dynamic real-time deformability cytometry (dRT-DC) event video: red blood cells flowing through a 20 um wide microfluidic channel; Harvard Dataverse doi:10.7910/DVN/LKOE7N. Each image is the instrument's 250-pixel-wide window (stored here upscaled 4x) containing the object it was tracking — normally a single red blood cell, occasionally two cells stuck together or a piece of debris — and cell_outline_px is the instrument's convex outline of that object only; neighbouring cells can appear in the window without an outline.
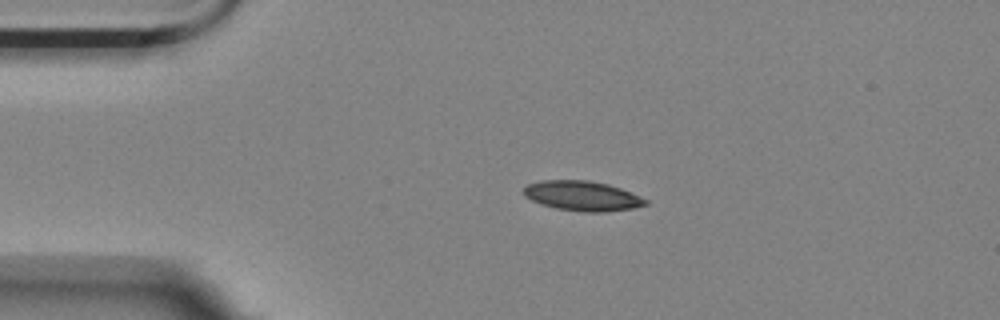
{"species": "Egyptian fruit bat (a non-hibernating species)", "species_latin": "Rousettus aegyptiacus", "temperature_condition": "room temperature", "stored_images_in_passage": 47, "camera_frame_rate_fps": 3000, "um_per_image_px": 0.085, "animal": {"sex": "female"}, "frame": {"image": 1, "passage_image": 1, "time_ms": 0.0, "image_size_px": [1000, 320], "cell_outline_px": [[648, 204], [632, 208], [604, 212], [584, 212], [556, 208], [540, 204], [524, 196], [524, 188], [528, 184], [540, 180], [588, 180], [608, 184], [620, 188], [648, 200]], "centroid_in_image_um": [49.48, 16.65], "position_along_channel_um": 35.5, "area_um2": 21.1}}
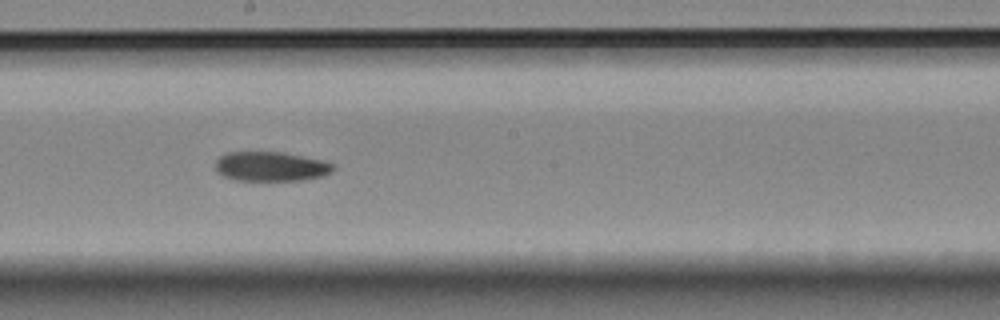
{"frame": {"image": 2, "passage_image": 20, "time_ms": 6.333, "image_size_px": [1000, 320], "cell_outline_px": [[336, 168], [332, 172], [324, 176], [304, 180], [236, 180], [224, 176], [216, 172], [216, 160], [220, 156], [228, 152], [284, 152], [320, 160], [332, 164]], "centroid_in_image_um": [23.03, 14.15], "position_along_channel_um": 225.2, "area_um2": 20.23}}
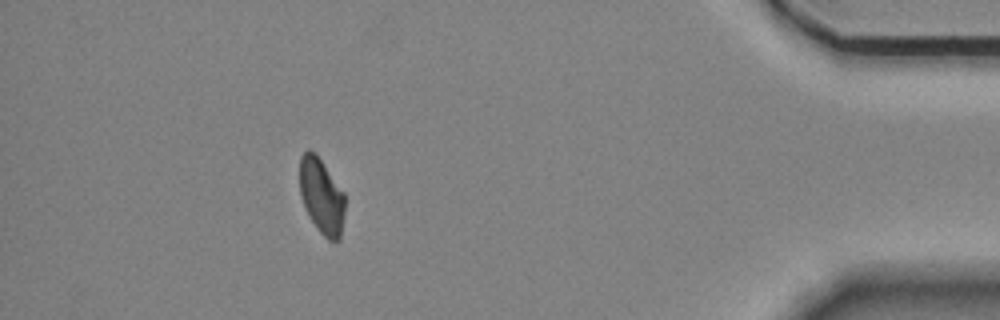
{"frame": {"image": 3, "passage_image": 40, "time_ms": 13.0, "image_size_px": [1000, 320], "cell_outline_px": [[344, 216], [340, 240], [328, 240], [320, 232], [312, 220], [304, 204], [300, 192], [300, 156], [308, 148], [316, 152], [344, 192]], "centroid_in_image_um": [27.34, 16.62], "position_along_channel_um": 407.9, "area_um2": 19.83}}